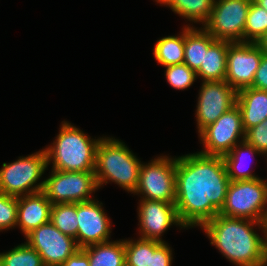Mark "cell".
I'll return each instance as SVG.
<instances>
[{
  "instance_id": "6da1fadb",
  "label": "cell",
  "mask_w": 267,
  "mask_h": 266,
  "mask_svg": "<svg viewBox=\"0 0 267 266\" xmlns=\"http://www.w3.org/2000/svg\"><path fill=\"white\" fill-rule=\"evenodd\" d=\"M229 184L222 156L198 152L177 157L175 206L184 228H201L219 214Z\"/></svg>"
},
{
  "instance_id": "7a4b0ae2",
  "label": "cell",
  "mask_w": 267,
  "mask_h": 266,
  "mask_svg": "<svg viewBox=\"0 0 267 266\" xmlns=\"http://www.w3.org/2000/svg\"><path fill=\"white\" fill-rule=\"evenodd\" d=\"M254 224L264 231L258 221L220 214L201 227L210 238V244L230 262L237 266H267V237L256 234Z\"/></svg>"
},
{
  "instance_id": "3957f363",
  "label": "cell",
  "mask_w": 267,
  "mask_h": 266,
  "mask_svg": "<svg viewBox=\"0 0 267 266\" xmlns=\"http://www.w3.org/2000/svg\"><path fill=\"white\" fill-rule=\"evenodd\" d=\"M141 164L123 142L102 137L96 148L94 169L98 188L109 180L134 193L138 186Z\"/></svg>"
},
{
  "instance_id": "277c9868",
  "label": "cell",
  "mask_w": 267,
  "mask_h": 266,
  "mask_svg": "<svg viewBox=\"0 0 267 266\" xmlns=\"http://www.w3.org/2000/svg\"><path fill=\"white\" fill-rule=\"evenodd\" d=\"M100 139H91L79 128L62 123L57 138L45 149L47 164L52 160L54 170L94 171L96 148Z\"/></svg>"
},
{
  "instance_id": "5b68a950",
  "label": "cell",
  "mask_w": 267,
  "mask_h": 266,
  "mask_svg": "<svg viewBox=\"0 0 267 266\" xmlns=\"http://www.w3.org/2000/svg\"><path fill=\"white\" fill-rule=\"evenodd\" d=\"M47 166L45 149L27 157H20L15 162L3 163L0 169V192L20 197L42 191L44 181L36 183Z\"/></svg>"
},
{
  "instance_id": "8992f818",
  "label": "cell",
  "mask_w": 267,
  "mask_h": 266,
  "mask_svg": "<svg viewBox=\"0 0 267 266\" xmlns=\"http://www.w3.org/2000/svg\"><path fill=\"white\" fill-rule=\"evenodd\" d=\"M267 197V182L254 180L230 181L220 215L261 221Z\"/></svg>"
},
{
  "instance_id": "52a82bcc",
  "label": "cell",
  "mask_w": 267,
  "mask_h": 266,
  "mask_svg": "<svg viewBox=\"0 0 267 266\" xmlns=\"http://www.w3.org/2000/svg\"><path fill=\"white\" fill-rule=\"evenodd\" d=\"M136 194L142 199L175 203L176 158L160 156L148 164H141Z\"/></svg>"
},
{
  "instance_id": "ba28073f",
  "label": "cell",
  "mask_w": 267,
  "mask_h": 266,
  "mask_svg": "<svg viewBox=\"0 0 267 266\" xmlns=\"http://www.w3.org/2000/svg\"><path fill=\"white\" fill-rule=\"evenodd\" d=\"M98 189L94 171H59L44 180L43 192L54 204L79 203L93 200L90 195Z\"/></svg>"
},
{
  "instance_id": "9c48e42d",
  "label": "cell",
  "mask_w": 267,
  "mask_h": 266,
  "mask_svg": "<svg viewBox=\"0 0 267 266\" xmlns=\"http://www.w3.org/2000/svg\"><path fill=\"white\" fill-rule=\"evenodd\" d=\"M252 0H214L204 28L216 39L244 43V28Z\"/></svg>"
},
{
  "instance_id": "30bf717a",
  "label": "cell",
  "mask_w": 267,
  "mask_h": 266,
  "mask_svg": "<svg viewBox=\"0 0 267 266\" xmlns=\"http://www.w3.org/2000/svg\"><path fill=\"white\" fill-rule=\"evenodd\" d=\"M199 136L205 148L200 153L205 155L223 156L239 142L240 137L244 141L245 130L237 104L203 128Z\"/></svg>"
},
{
  "instance_id": "8fae6325",
  "label": "cell",
  "mask_w": 267,
  "mask_h": 266,
  "mask_svg": "<svg viewBox=\"0 0 267 266\" xmlns=\"http://www.w3.org/2000/svg\"><path fill=\"white\" fill-rule=\"evenodd\" d=\"M25 237L41 256L44 266H60L80 249L73 237L63 234L51 222L33 229Z\"/></svg>"
},
{
  "instance_id": "7c38bea8",
  "label": "cell",
  "mask_w": 267,
  "mask_h": 266,
  "mask_svg": "<svg viewBox=\"0 0 267 266\" xmlns=\"http://www.w3.org/2000/svg\"><path fill=\"white\" fill-rule=\"evenodd\" d=\"M263 54L257 43H231L227 51L224 80L237 92L251 87Z\"/></svg>"
},
{
  "instance_id": "4fadbf2b",
  "label": "cell",
  "mask_w": 267,
  "mask_h": 266,
  "mask_svg": "<svg viewBox=\"0 0 267 266\" xmlns=\"http://www.w3.org/2000/svg\"><path fill=\"white\" fill-rule=\"evenodd\" d=\"M237 91L225 80L203 81L198 97V133L236 105Z\"/></svg>"
},
{
  "instance_id": "5bb4252c",
  "label": "cell",
  "mask_w": 267,
  "mask_h": 266,
  "mask_svg": "<svg viewBox=\"0 0 267 266\" xmlns=\"http://www.w3.org/2000/svg\"><path fill=\"white\" fill-rule=\"evenodd\" d=\"M98 202L90 200L77 203V245L79 248L109 240L110 220L102 208V203Z\"/></svg>"
},
{
  "instance_id": "9a60e30c",
  "label": "cell",
  "mask_w": 267,
  "mask_h": 266,
  "mask_svg": "<svg viewBox=\"0 0 267 266\" xmlns=\"http://www.w3.org/2000/svg\"><path fill=\"white\" fill-rule=\"evenodd\" d=\"M138 216L142 239L161 240V235L170 225L184 227L180 222L175 203L141 199Z\"/></svg>"
},
{
  "instance_id": "2e32d148",
  "label": "cell",
  "mask_w": 267,
  "mask_h": 266,
  "mask_svg": "<svg viewBox=\"0 0 267 266\" xmlns=\"http://www.w3.org/2000/svg\"><path fill=\"white\" fill-rule=\"evenodd\" d=\"M52 203L43 191L18 197L17 223L26 236L33 229L50 222Z\"/></svg>"
},
{
  "instance_id": "e0dca14e",
  "label": "cell",
  "mask_w": 267,
  "mask_h": 266,
  "mask_svg": "<svg viewBox=\"0 0 267 266\" xmlns=\"http://www.w3.org/2000/svg\"><path fill=\"white\" fill-rule=\"evenodd\" d=\"M236 104L240 109L245 132L267 118V91L247 87L237 92Z\"/></svg>"
},
{
  "instance_id": "ac0fdd59",
  "label": "cell",
  "mask_w": 267,
  "mask_h": 266,
  "mask_svg": "<svg viewBox=\"0 0 267 266\" xmlns=\"http://www.w3.org/2000/svg\"><path fill=\"white\" fill-rule=\"evenodd\" d=\"M232 42L226 40H215L207 50H204V58L197 77L203 81H223L226 76L227 51Z\"/></svg>"
},
{
  "instance_id": "d6986e66",
  "label": "cell",
  "mask_w": 267,
  "mask_h": 266,
  "mask_svg": "<svg viewBox=\"0 0 267 266\" xmlns=\"http://www.w3.org/2000/svg\"><path fill=\"white\" fill-rule=\"evenodd\" d=\"M216 39L203 27L197 30L194 27L184 28V61L193 71H197L203 62L204 50Z\"/></svg>"
},
{
  "instance_id": "ffe728a7",
  "label": "cell",
  "mask_w": 267,
  "mask_h": 266,
  "mask_svg": "<svg viewBox=\"0 0 267 266\" xmlns=\"http://www.w3.org/2000/svg\"><path fill=\"white\" fill-rule=\"evenodd\" d=\"M90 266H122L125 263L124 240L104 242L82 248Z\"/></svg>"
},
{
  "instance_id": "44dd1931",
  "label": "cell",
  "mask_w": 267,
  "mask_h": 266,
  "mask_svg": "<svg viewBox=\"0 0 267 266\" xmlns=\"http://www.w3.org/2000/svg\"><path fill=\"white\" fill-rule=\"evenodd\" d=\"M240 143V144H239ZM236 144L227 154L222 158L225 163L226 171L230 181L254 180L259 177L253 175L249 170H243V159H245V152L248 154H262L254 146L248 144L245 140ZM244 154V155H243ZM245 157V158H244ZM243 168V169H242Z\"/></svg>"
},
{
  "instance_id": "7402d4cb",
  "label": "cell",
  "mask_w": 267,
  "mask_h": 266,
  "mask_svg": "<svg viewBox=\"0 0 267 266\" xmlns=\"http://www.w3.org/2000/svg\"><path fill=\"white\" fill-rule=\"evenodd\" d=\"M169 6L173 12L192 22L206 23L213 8L214 0H156Z\"/></svg>"
},
{
  "instance_id": "603a6c76",
  "label": "cell",
  "mask_w": 267,
  "mask_h": 266,
  "mask_svg": "<svg viewBox=\"0 0 267 266\" xmlns=\"http://www.w3.org/2000/svg\"><path fill=\"white\" fill-rule=\"evenodd\" d=\"M156 61L164 67L184 61V30L180 36L161 38L153 49Z\"/></svg>"
},
{
  "instance_id": "cb8c5ba5",
  "label": "cell",
  "mask_w": 267,
  "mask_h": 266,
  "mask_svg": "<svg viewBox=\"0 0 267 266\" xmlns=\"http://www.w3.org/2000/svg\"><path fill=\"white\" fill-rule=\"evenodd\" d=\"M50 222L63 234L73 237L77 243V203L52 205Z\"/></svg>"
},
{
  "instance_id": "d4e9b609",
  "label": "cell",
  "mask_w": 267,
  "mask_h": 266,
  "mask_svg": "<svg viewBox=\"0 0 267 266\" xmlns=\"http://www.w3.org/2000/svg\"><path fill=\"white\" fill-rule=\"evenodd\" d=\"M265 33H267V11L252 0L244 28V43H257Z\"/></svg>"
},
{
  "instance_id": "484cf974",
  "label": "cell",
  "mask_w": 267,
  "mask_h": 266,
  "mask_svg": "<svg viewBox=\"0 0 267 266\" xmlns=\"http://www.w3.org/2000/svg\"><path fill=\"white\" fill-rule=\"evenodd\" d=\"M0 266H44L41 256L27 242L0 253Z\"/></svg>"
},
{
  "instance_id": "4316f807",
  "label": "cell",
  "mask_w": 267,
  "mask_h": 266,
  "mask_svg": "<svg viewBox=\"0 0 267 266\" xmlns=\"http://www.w3.org/2000/svg\"><path fill=\"white\" fill-rule=\"evenodd\" d=\"M125 262L129 266H149L150 239L124 240Z\"/></svg>"
},
{
  "instance_id": "83f0119b",
  "label": "cell",
  "mask_w": 267,
  "mask_h": 266,
  "mask_svg": "<svg viewBox=\"0 0 267 266\" xmlns=\"http://www.w3.org/2000/svg\"><path fill=\"white\" fill-rule=\"evenodd\" d=\"M165 76L170 86L183 90L190 87L196 80V72L184 63L166 67Z\"/></svg>"
},
{
  "instance_id": "f1b7e54d",
  "label": "cell",
  "mask_w": 267,
  "mask_h": 266,
  "mask_svg": "<svg viewBox=\"0 0 267 266\" xmlns=\"http://www.w3.org/2000/svg\"><path fill=\"white\" fill-rule=\"evenodd\" d=\"M18 197L0 192V230L14 228L17 223Z\"/></svg>"
},
{
  "instance_id": "f546056e",
  "label": "cell",
  "mask_w": 267,
  "mask_h": 266,
  "mask_svg": "<svg viewBox=\"0 0 267 266\" xmlns=\"http://www.w3.org/2000/svg\"><path fill=\"white\" fill-rule=\"evenodd\" d=\"M172 250L165 242L150 240L149 266H171Z\"/></svg>"
},
{
  "instance_id": "4dcf8cb0",
  "label": "cell",
  "mask_w": 267,
  "mask_h": 266,
  "mask_svg": "<svg viewBox=\"0 0 267 266\" xmlns=\"http://www.w3.org/2000/svg\"><path fill=\"white\" fill-rule=\"evenodd\" d=\"M245 141L267 155V118L245 132Z\"/></svg>"
},
{
  "instance_id": "1f68e13d",
  "label": "cell",
  "mask_w": 267,
  "mask_h": 266,
  "mask_svg": "<svg viewBox=\"0 0 267 266\" xmlns=\"http://www.w3.org/2000/svg\"><path fill=\"white\" fill-rule=\"evenodd\" d=\"M253 88L267 91V55L263 54L253 79Z\"/></svg>"
},
{
  "instance_id": "d6a6232c",
  "label": "cell",
  "mask_w": 267,
  "mask_h": 266,
  "mask_svg": "<svg viewBox=\"0 0 267 266\" xmlns=\"http://www.w3.org/2000/svg\"><path fill=\"white\" fill-rule=\"evenodd\" d=\"M60 266H90L89 257L85 251L80 248Z\"/></svg>"
},
{
  "instance_id": "836d02e7",
  "label": "cell",
  "mask_w": 267,
  "mask_h": 266,
  "mask_svg": "<svg viewBox=\"0 0 267 266\" xmlns=\"http://www.w3.org/2000/svg\"><path fill=\"white\" fill-rule=\"evenodd\" d=\"M265 206H267V197H266ZM265 208L266 209H264L260 223L262 224V227L264 229V235H265V237H267V207H265Z\"/></svg>"
},
{
  "instance_id": "e575fe53",
  "label": "cell",
  "mask_w": 267,
  "mask_h": 266,
  "mask_svg": "<svg viewBox=\"0 0 267 266\" xmlns=\"http://www.w3.org/2000/svg\"><path fill=\"white\" fill-rule=\"evenodd\" d=\"M258 46L261 48L263 53L267 55V33L257 42Z\"/></svg>"
},
{
  "instance_id": "d590c367",
  "label": "cell",
  "mask_w": 267,
  "mask_h": 266,
  "mask_svg": "<svg viewBox=\"0 0 267 266\" xmlns=\"http://www.w3.org/2000/svg\"><path fill=\"white\" fill-rule=\"evenodd\" d=\"M253 1L267 11V0H253Z\"/></svg>"
},
{
  "instance_id": "8d00e7d4",
  "label": "cell",
  "mask_w": 267,
  "mask_h": 266,
  "mask_svg": "<svg viewBox=\"0 0 267 266\" xmlns=\"http://www.w3.org/2000/svg\"><path fill=\"white\" fill-rule=\"evenodd\" d=\"M122 266H129L126 262Z\"/></svg>"
}]
</instances>
